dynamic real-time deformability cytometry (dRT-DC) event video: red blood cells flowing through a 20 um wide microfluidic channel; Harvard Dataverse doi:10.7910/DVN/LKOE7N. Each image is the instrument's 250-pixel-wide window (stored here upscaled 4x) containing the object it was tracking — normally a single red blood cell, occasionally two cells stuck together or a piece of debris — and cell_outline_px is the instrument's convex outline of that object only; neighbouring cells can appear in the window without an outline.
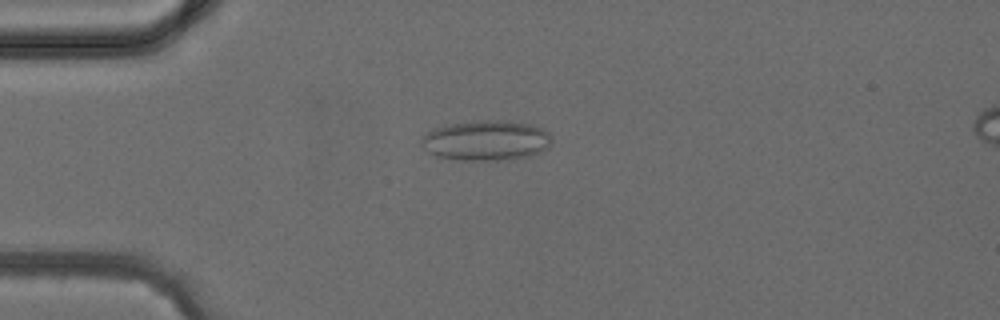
{"species": "common noctule bat (a hibernating species)", "species_latin": "Nyctalus noctula", "temperature_condition": "cold", "stored_images_in_passage": 4, "camera_frame_rate_fps": 3000, "um_per_image_px": 0.085, "animal": {"sex": "female", "body_mass_g": 24.6, "forearm_length_mm": 56.2}, "frame": {"image": 1, "passage_image": 3, "time_ms": 2.333, "image_size_px": [1000, 320], "cell_outline_px": [[552, 140], [548, 148], [532, 156], [508, 160], [460, 160], [436, 156], [428, 152], [420, 144], [420, 140], [432, 128], [448, 124], [472, 120], [508, 120], [532, 124], [548, 132], [552, 136]], "centroid_in_image_um": [41.34, 11.93], "position_along_channel_um": 43.7, "area_um2": 31.1}}